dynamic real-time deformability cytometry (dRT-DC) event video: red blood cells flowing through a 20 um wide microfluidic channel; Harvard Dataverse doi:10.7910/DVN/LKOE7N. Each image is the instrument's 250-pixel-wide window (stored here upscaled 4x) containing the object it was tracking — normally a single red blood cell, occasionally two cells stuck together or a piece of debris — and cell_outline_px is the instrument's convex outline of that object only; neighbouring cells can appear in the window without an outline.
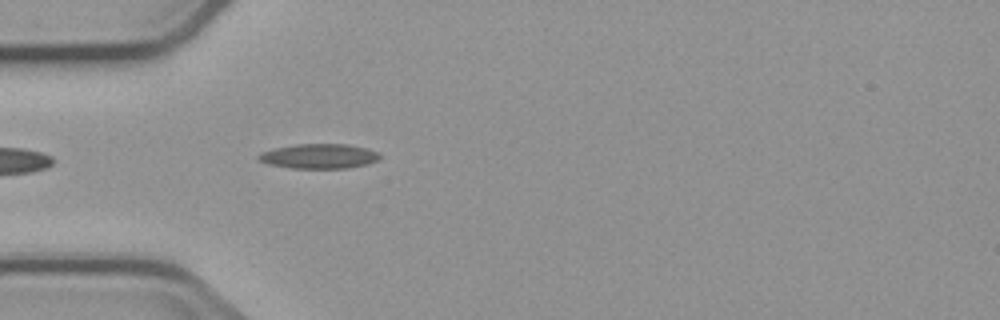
{"species": "common noctule bat (a hibernating species)", "species_latin": "Nyctalus noctula", "temperature_condition": "cold", "stored_images_in_passage": 3, "camera_frame_rate_fps": 3000, "um_per_image_px": 0.085, "animal": {"sex": "male", "body_mass_g": 23.1, "forearm_length_mm": 52.7}, "frame": {"image": 1, "passage_image": 3, "time_ms": 2.333, "image_size_px": [1000, 320], "cell_outline_px": [[380, 160], [348, 168], [292, 168], [268, 164], [256, 160], [256, 156], [260, 152], [276, 148], [296, 144], [348, 144], [368, 148], [376, 152], [380, 156]], "centroid_in_image_um": [27.08, 13.27], "position_along_channel_um": 57.9, "area_um2": 17.51}}